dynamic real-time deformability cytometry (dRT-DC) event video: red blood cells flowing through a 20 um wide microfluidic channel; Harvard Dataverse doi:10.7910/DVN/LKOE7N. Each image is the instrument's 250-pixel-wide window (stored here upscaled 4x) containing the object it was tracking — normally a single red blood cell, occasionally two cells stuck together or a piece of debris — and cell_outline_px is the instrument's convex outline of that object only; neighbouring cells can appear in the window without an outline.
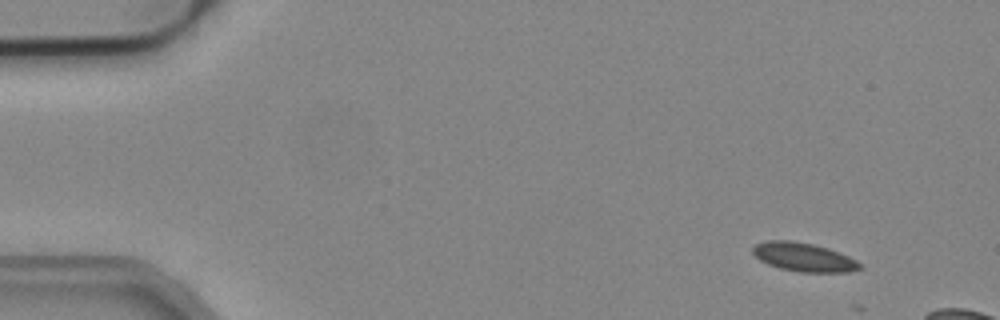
{"species": "common noctule bat (a hibernating species)", "species_latin": "Nyctalus noctula", "temperature_condition": "cold", "stored_images_in_passage": 5, "camera_frame_rate_fps": 3000, "um_per_image_px": 0.085, "animal": {"sex": "male", "body_mass_g": 19.2, "forearm_length_mm": 51.8}, "frame": {"image": 1, "passage_image": 1, "time_ms": 0.0, "image_size_px": [1000, 320], "cell_outline_px": [[864, 268], [848, 272], [800, 272], [780, 268], [768, 264], [760, 260], [752, 252], [752, 248], [756, 244], [764, 240], [792, 240], [812, 244], [828, 248], [848, 256], [856, 260]], "centroid_in_image_um": [68.31, 21.85], "position_along_channel_um": 16.7, "area_um2": 17.92}}